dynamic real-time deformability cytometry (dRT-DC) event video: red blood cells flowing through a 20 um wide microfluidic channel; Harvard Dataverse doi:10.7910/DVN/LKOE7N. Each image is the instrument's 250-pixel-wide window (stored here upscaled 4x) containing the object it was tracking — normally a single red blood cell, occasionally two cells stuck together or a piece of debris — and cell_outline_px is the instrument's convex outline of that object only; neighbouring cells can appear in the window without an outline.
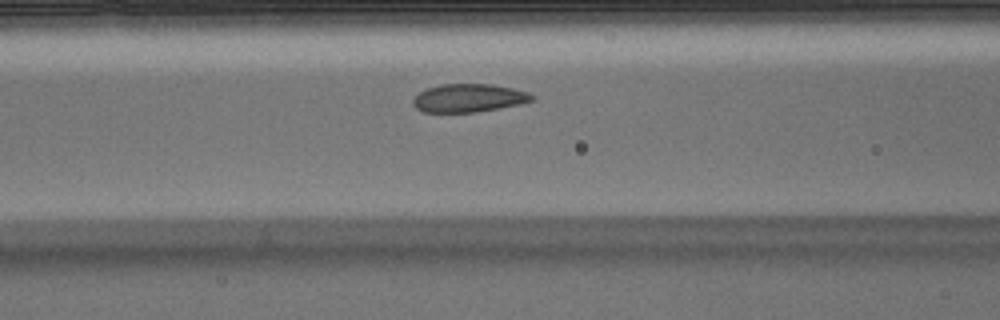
{"species": "Egyptian fruit bat (a non-hibernating species)", "species_latin": "Rousettus aegyptiacus", "temperature_condition": "warm", "stored_images_in_passage": 31, "camera_frame_rate_fps": 3000, "um_per_image_px": 0.085, "animal": {"sex": "male"}, "frame": {"image": 1, "passage_image": 6, "time_ms": 1.667, "image_size_px": [1000, 320], "cell_outline_px": [[536, 96], [532, 100], [520, 104], [476, 112], [424, 112], [416, 108], [412, 104], [412, 100], [420, 92], [428, 88], [444, 84], [492, 84], [512, 88], [528, 92]], "centroid_in_image_um": [39.85, 8.33], "position_along_channel_um": 126.8, "area_um2": 19.42}}
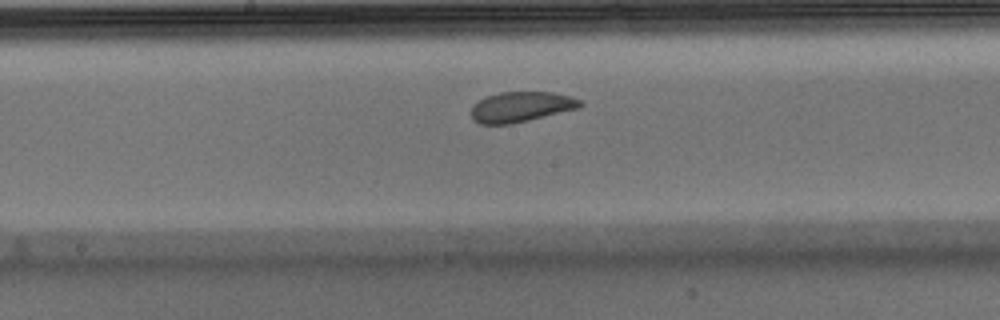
{"frame": {"image": 2, "passage_image": 12, "time_ms": 3.667, "image_size_px": [1000, 320], "cell_outline_px": [[584, 104], [580, 108], [512, 124], [480, 124], [472, 120], [472, 104], [484, 96], [500, 92], [552, 92], [572, 96], [580, 100]], "centroid_in_image_um": [44.29, 9.08], "position_along_channel_um": 203.9, "area_um2": 19.48}}
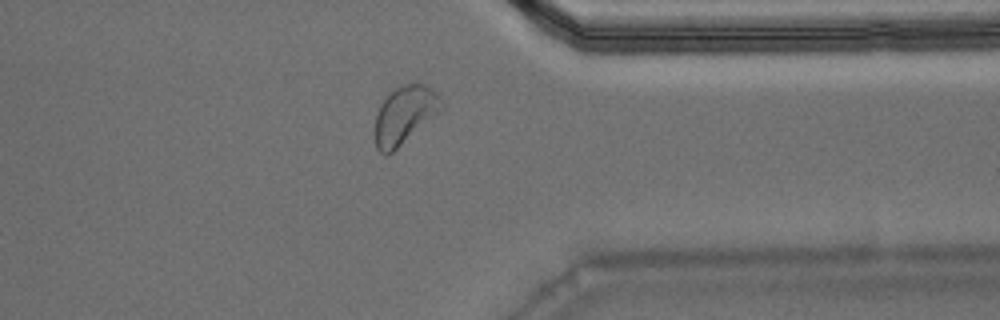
{"frame": {"image": 3, "passage_image": 26, "time_ms": 8.333, "image_size_px": [1000, 320], "cell_outline_px": [[444, 108], [392, 152], [384, 156], [376, 148], [372, 132], [376, 116], [380, 104], [388, 92], [404, 84], [424, 84], [432, 88], [440, 96], [444, 104]], "centroid_in_image_um": [34.35, 9.77], "position_along_channel_um": 377.0, "area_um2": 22.66}}